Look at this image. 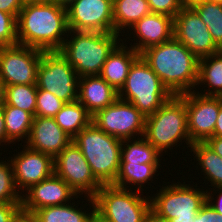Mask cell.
<instances>
[{
    "label": "cell",
    "instance_id": "obj_1",
    "mask_svg": "<svg viewBox=\"0 0 222 222\" xmlns=\"http://www.w3.org/2000/svg\"><path fill=\"white\" fill-rule=\"evenodd\" d=\"M16 25L18 44L42 51H59L69 33L66 7L47 0L25 1Z\"/></svg>",
    "mask_w": 222,
    "mask_h": 222
},
{
    "label": "cell",
    "instance_id": "obj_2",
    "mask_svg": "<svg viewBox=\"0 0 222 222\" xmlns=\"http://www.w3.org/2000/svg\"><path fill=\"white\" fill-rule=\"evenodd\" d=\"M140 55L173 95L196 89L199 59L174 37Z\"/></svg>",
    "mask_w": 222,
    "mask_h": 222
},
{
    "label": "cell",
    "instance_id": "obj_3",
    "mask_svg": "<svg viewBox=\"0 0 222 222\" xmlns=\"http://www.w3.org/2000/svg\"><path fill=\"white\" fill-rule=\"evenodd\" d=\"M120 36L114 32L69 30L59 52L79 77L99 75L109 54L122 41Z\"/></svg>",
    "mask_w": 222,
    "mask_h": 222
},
{
    "label": "cell",
    "instance_id": "obj_4",
    "mask_svg": "<svg viewBox=\"0 0 222 222\" xmlns=\"http://www.w3.org/2000/svg\"><path fill=\"white\" fill-rule=\"evenodd\" d=\"M143 137L162 155L169 150L172 152L175 146L180 148L183 142L187 145L186 149L190 150L192 143L188 132L185 101L179 95H173L155 113L146 116Z\"/></svg>",
    "mask_w": 222,
    "mask_h": 222
},
{
    "label": "cell",
    "instance_id": "obj_5",
    "mask_svg": "<svg viewBox=\"0 0 222 222\" xmlns=\"http://www.w3.org/2000/svg\"><path fill=\"white\" fill-rule=\"evenodd\" d=\"M102 185L115 182L121 158L122 140L100 130L94 123L82 129L73 139Z\"/></svg>",
    "mask_w": 222,
    "mask_h": 222
},
{
    "label": "cell",
    "instance_id": "obj_6",
    "mask_svg": "<svg viewBox=\"0 0 222 222\" xmlns=\"http://www.w3.org/2000/svg\"><path fill=\"white\" fill-rule=\"evenodd\" d=\"M182 181L163 182L167 185L150 196L151 211L156 216L172 222H196V215L207 200L206 188L203 189L202 185L200 188L194 182L191 186V181H186L187 184L184 179Z\"/></svg>",
    "mask_w": 222,
    "mask_h": 222
},
{
    "label": "cell",
    "instance_id": "obj_7",
    "mask_svg": "<svg viewBox=\"0 0 222 222\" xmlns=\"http://www.w3.org/2000/svg\"><path fill=\"white\" fill-rule=\"evenodd\" d=\"M173 94L140 55L132 64L118 98L132 103L145 117L155 113Z\"/></svg>",
    "mask_w": 222,
    "mask_h": 222
},
{
    "label": "cell",
    "instance_id": "obj_8",
    "mask_svg": "<svg viewBox=\"0 0 222 222\" xmlns=\"http://www.w3.org/2000/svg\"><path fill=\"white\" fill-rule=\"evenodd\" d=\"M147 196L111 184L102 185L93 198L96 210L110 222H148L151 200Z\"/></svg>",
    "mask_w": 222,
    "mask_h": 222
},
{
    "label": "cell",
    "instance_id": "obj_9",
    "mask_svg": "<svg viewBox=\"0 0 222 222\" xmlns=\"http://www.w3.org/2000/svg\"><path fill=\"white\" fill-rule=\"evenodd\" d=\"M78 80L75 69L59 51H43L37 71V89L54 94L65 103L78 99Z\"/></svg>",
    "mask_w": 222,
    "mask_h": 222
},
{
    "label": "cell",
    "instance_id": "obj_10",
    "mask_svg": "<svg viewBox=\"0 0 222 222\" xmlns=\"http://www.w3.org/2000/svg\"><path fill=\"white\" fill-rule=\"evenodd\" d=\"M146 117L130 102L117 99L92 116L100 130L121 140L144 136Z\"/></svg>",
    "mask_w": 222,
    "mask_h": 222
},
{
    "label": "cell",
    "instance_id": "obj_11",
    "mask_svg": "<svg viewBox=\"0 0 222 222\" xmlns=\"http://www.w3.org/2000/svg\"><path fill=\"white\" fill-rule=\"evenodd\" d=\"M54 174L62 178L79 196L94 197L102 187L73 140L54 158Z\"/></svg>",
    "mask_w": 222,
    "mask_h": 222
},
{
    "label": "cell",
    "instance_id": "obj_12",
    "mask_svg": "<svg viewBox=\"0 0 222 222\" xmlns=\"http://www.w3.org/2000/svg\"><path fill=\"white\" fill-rule=\"evenodd\" d=\"M42 52L19 44L0 47V79L5 86L36 84Z\"/></svg>",
    "mask_w": 222,
    "mask_h": 222
},
{
    "label": "cell",
    "instance_id": "obj_13",
    "mask_svg": "<svg viewBox=\"0 0 222 222\" xmlns=\"http://www.w3.org/2000/svg\"><path fill=\"white\" fill-rule=\"evenodd\" d=\"M173 37L198 59L221 51L208 27L192 7L184 6L174 17Z\"/></svg>",
    "mask_w": 222,
    "mask_h": 222
},
{
    "label": "cell",
    "instance_id": "obj_14",
    "mask_svg": "<svg viewBox=\"0 0 222 222\" xmlns=\"http://www.w3.org/2000/svg\"><path fill=\"white\" fill-rule=\"evenodd\" d=\"M186 103L191 143L205 142L214 134L222 97L203 96L196 91L179 95Z\"/></svg>",
    "mask_w": 222,
    "mask_h": 222
},
{
    "label": "cell",
    "instance_id": "obj_15",
    "mask_svg": "<svg viewBox=\"0 0 222 222\" xmlns=\"http://www.w3.org/2000/svg\"><path fill=\"white\" fill-rule=\"evenodd\" d=\"M66 9L69 30L114 32L113 0H75Z\"/></svg>",
    "mask_w": 222,
    "mask_h": 222
},
{
    "label": "cell",
    "instance_id": "obj_16",
    "mask_svg": "<svg viewBox=\"0 0 222 222\" xmlns=\"http://www.w3.org/2000/svg\"><path fill=\"white\" fill-rule=\"evenodd\" d=\"M23 149L16 150L10 162L13 168L16 186L25 193L31 186L38 184L54 174V158L48 154L35 151L23 144Z\"/></svg>",
    "mask_w": 222,
    "mask_h": 222
},
{
    "label": "cell",
    "instance_id": "obj_17",
    "mask_svg": "<svg viewBox=\"0 0 222 222\" xmlns=\"http://www.w3.org/2000/svg\"><path fill=\"white\" fill-rule=\"evenodd\" d=\"M174 18L165 14L150 13L134 25H132L125 35H122L124 43L141 54L146 49L167 42L173 38ZM132 31V33H131ZM130 32V33H129ZM128 34V35H127ZM132 34V35H131ZM125 36V37H124ZM128 36V37H127ZM133 36V40L131 39ZM131 37V38H130ZM135 41L137 43H135Z\"/></svg>",
    "mask_w": 222,
    "mask_h": 222
},
{
    "label": "cell",
    "instance_id": "obj_18",
    "mask_svg": "<svg viewBox=\"0 0 222 222\" xmlns=\"http://www.w3.org/2000/svg\"><path fill=\"white\" fill-rule=\"evenodd\" d=\"M22 194L21 212L31 215L43 207L63 205L75 201L78 194L60 177L49 178L31 186Z\"/></svg>",
    "mask_w": 222,
    "mask_h": 222
},
{
    "label": "cell",
    "instance_id": "obj_19",
    "mask_svg": "<svg viewBox=\"0 0 222 222\" xmlns=\"http://www.w3.org/2000/svg\"><path fill=\"white\" fill-rule=\"evenodd\" d=\"M71 141L54 117L35 116L25 145L55 158Z\"/></svg>",
    "mask_w": 222,
    "mask_h": 222
},
{
    "label": "cell",
    "instance_id": "obj_20",
    "mask_svg": "<svg viewBox=\"0 0 222 222\" xmlns=\"http://www.w3.org/2000/svg\"><path fill=\"white\" fill-rule=\"evenodd\" d=\"M118 99V92L100 75L79 77L78 101L93 116Z\"/></svg>",
    "mask_w": 222,
    "mask_h": 222
},
{
    "label": "cell",
    "instance_id": "obj_21",
    "mask_svg": "<svg viewBox=\"0 0 222 222\" xmlns=\"http://www.w3.org/2000/svg\"><path fill=\"white\" fill-rule=\"evenodd\" d=\"M139 56L137 51L121 41L109 54L99 75L119 92L126 82L133 62Z\"/></svg>",
    "mask_w": 222,
    "mask_h": 222
},
{
    "label": "cell",
    "instance_id": "obj_22",
    "mask_svg": "<svg viewBox=\"0 0 222 222\" xmlns=\"http://www.w3.org/2000/svg\"><path fill=\"white\" fill-rule=\"evenodd\" d=\"M86 199L83 204L81 203L80 208H78L80 204L81 195L76 197L79 201L76 205L75 202L66 203L63 205H55L43 207L41 209L35 210L31 215L37 222H87L91 213L96 209L95 201L93 197L82 196ZM90 203V204H89ZM87 207V211L85 207ZM83 210V211H82ZM90 211V212H89Z\"/></svg>",
    "mask_w": 222,
    "mask_h": 222
},
{
    "label": "cell",
    "instance_id": "obj_23",
    "mask_svg": "<svg viewBox=\"0 0 222 222\" xmlns=\"http://www.w3.org/2000/svg\"><path fill=\"white\" fill-rule=\"evenodd\" d=\"M160 168H162L161 163L130 164V162H120L117 178L112 185L129 190L134 188V190L143 193V187H145L148 183L149 184L147 186H149L151 183L156 184L152 181H154L155 178L157 179L159 175L157 169ZM157 172L158 174L156 175Z\"/></svg>",
    "mask_w": 222,
    "mask_h": 222
},
{
    "label": "cell",
    "instance_id": "obj_24",
    "mask_svg": "<svg viewBox=\"0 0 222 222\" xmlns=\"http://www.w3.org/2000/svg\"><path fill=\"white\" fill-rule=\"evenodd\" d=\"M193 152L192 156H194L193 160H196V168L198 174L204 175L203 183L204 186H211L214 187H222V157H220L216 152H214L205 142H197L193 143L190 146V151ZM199 164V165H198ZM200 167H198V166ZM199 171H201L199 173ZM207 179V182H205Z\"/></svg>",
    "mask_w": 222,
    "mask_h": 222
},
{
    "label": "cell",
    "instance_id": "obj_25",
    "mask_svg": "<svg viewBox=\"0 0 222 222\" xmlns=\"http://www.w3.org/2000/svg\"><path fill=\"white\" fill-rule=\"evenodd\" d=\"M197 85L196 88L198 87V89L202 85L200 91L194 90L200 95L222 97V50L199 59Z\"/></svg>",
    "mask_w": 222,
    "mask_h": 222
},
{
    "label": "cell",
    "instance_id": "obj_26",
    "mask_svg": "<svg viewBox=\"0 0 222 222\" xmlns=\"http://www.w3.org/2000/svg\"><path fill=\"white\" fill-rule=\"evenodd\" d=\"M150 13L147 0H113L114 33L124 35L132 25Z\"/></svg>",
    "mask_w": 222,
    "mask_h": 222
},
{
    "label": "cell",
    "instance_id": "obj_27",
    "mask_svg": "<svg viewBox=\"0 0 222 222\" xmlns=\"http://www.w3.org/2000/svg\"><path fill=\"white\" fill-rule=\"evenodd\" d=\"M57 125L70 137L74 138L92 122V115L77 100L66 103L54 116Z\"/></svg>",
    "mask_w": 222,
    "mask_h": 222
},
{
    "label": "cell",
    "instance_id": "obj_28",
    "mask_svg": "<svg viewBox=\"0 0 222 222\" xmlns=\"http://www.w3.org/2000/svg\"><path fill=\"white\" fill-rule=\"evenodd\" d=\"M3 114L6 138L13 144L20 141L25 143L30 135L34 116L27 111L9 105H3Z\"/></svg>",
    "mask_w": 222,
    "mask_h": 222
},
{
    "label": "cell",
    "instance_id": "obj_29",
    "mask_svg": "<svg viewBox=\"0 0 222 222\" xmlns=\"http://www.w3.org/2000/svg\"><path fill=\"white\" fill-rule=\"evenodd\" d=\"M163 156L144 137L122 140L120 162H130V164L162 163Z\"/></svg>",
    "mask_w": 222,
    "mask_h": 222
},
{
    "label": "cell",
    "instance_id": "obj_30",
    "mask_svg": "<svg viewBox=\"0 0 222 222\" xmlns=\"http://www.w3.org/2000/svg\"><path fill=\"white\" fill-rule=\"evenodd\" d=\"M37 85L5 86L4 105L14 106L36 116Z\"/></svg>",
    "mask_w": 222,
    "mask_h": 222
},
{
    "label": "cell",
    "instance_id": "obj_31",
    "mask_svg": "<svg viewBox=\"0 0 222 222\" xmlns=\"http://www.w3.org/2000/svg\"><path fill=\"white\" fill-rule=\"evenodd\" d=\"M208 27L215 44L222 50V4L202 1L191 6Z\"/></svg>",
    "mask_w": 222,
    "mask_h": 222
},
{
    "label": "cell",
    "instance_id": "obj_32",
    "mask_svg": "<svg viewBox=\"0 0 222 222\" xmlns=\"http://www.w3.org/2000/svg\"><path fill=\"white\" fill-rule=\"evenodd\" d=\"M7 159L0 160V203H22V194L16 186L11 162Z\"/></svg>",
    "mask_w": 222,
    "mask_h": 222
},
{
    "label": "cell",
    "instance_id": "obj_33",
    "mask_svg": "<svg viewBox=\"0 0 222 222\" xmlns=\"http://www.w3.org/2000/svg\"><path fill=\"white\" fill-rule=\"evenodd\" d=\"M66 103L54 94L38 89L37 103H36V116L41 117H54Z\"/></svg>",
    "mask_w": 222,
    "mask_h": 222
},
{
    "label": "cell",
    "instance_id": "obj_34",
    "mask_svg": "<svg viewBox=\"0 0 222 222\" xmlns=\"http://www.w3.org/2000/svg\"><path fill=\"white\" fill-rule=\"evenodd\" d=\"M16 21L12 14L0 11V47L18 44Z\"/></svg>",
    "mask_w": 222,
    "mask_h": 222
},
{
    "label": "cell",
    "instance_id": "obj_35",
    "mask_svg": "<svg viewBox=\"0 0 222 222\" xmlns=\"http://www.w3.org/2000/svg\"><path fill=\"white\" fill-rule=\"evenodd\" d=\"M152 13L165 14L175 17L184 7L182 0H147Z\"/></svg>",
    "mask_w": 222,
    "mask_h": 222
},
{
    "label": "cell",
    "instance_id": "obj_36",
    "mask_svg": "<svg viewBox=\"0 0 222 222\" xmlns=\"http://www.w3.org/2000/svg\"><path fill=\"white\" fill-rule=\"evenodd\" d=\"M22 203H0V222H14L21 213Z\"/></svg>",
    "mask_w": 222,
    "mask_h": 222
},
{
    "label": "cell",
    "instance_id": "obj_37",
    "mask_svg": "<svg viewBox=\"0 0 222 222\" xmlns=\"http://www.w3.org/2000/svg\"><path fill=\"white\" fill-rule=\"evenodd\" d=\"M196 222H222V215L206 201L196 215Z\"/></svg>",
    "mask_w": 222,
    "mask_h": 222
},
{
    "label": "cell",
    "instance_id": "obj_38",
    "mask_svg": "<svg viewBox=\"0 0 222 222\" xmlns=\"http://www.w3.org/2000/svg\"><path fill=\"white\" fill-rule=\"evenodd\" d=\"M211 189V190H210ZM215 191V192H214ZM219 191V192H218ZM213 193V194H212ZM215 193V194H214ZM218 193V194H217ZM217 194V195H216ZM206 201L211 204L218 214L222 215V187L206 189ZM216 196V197H214ZM217 199V200H216Z\"/></svg>",
    "mask_w": 222,
    "mask_h": 222
},
{
    "label": "cell",
    "instance_id": "obj_39",
    "mask_svg": "<svg viewBox=\"0 0 222 222\" xmlns=\"http://www.w3.org/2000/svg\"><path fill=\"white\" fill-rule=\"evenodd\" d=\"M24 2V0H0V11L12 14L17 19Z\"/></svg>",
    "mask_w": 222,
    "mask_h": 222
},
{
    "label": "cell",
    "instance_id": "obj_40",
    "mask_svg": "<svg viewBox=\"0 0 222 222\" xmlns=\"http://www.w3.org/2000/svg\"><path fill=\"white\" fill-rule=\"evenodd\" d=\"M7 143V144H6ZM10 144H12L7 138H6V131H5V120H4V114H3V106H0V148L7 146L9 147ZM7 145V146H6Z\"/></svg>",
    "mask_w": 222,
    "mask_h": 222
},
{
    "label": "cell",
    "instance_id": "obj_41",
    "mask_svg": "<svg viewBox=\"0 0 222 222\" xmlns=\"http://www.w3.org/2000/svg\"><path fill=\"white\" fill-rule=\"evenodd\" d=\"M205 143L220 157H222V137H211Z\"/></svg>",
    "mask_w": 222,
    "mask_h": 222
},
{
    "label": "cell",
    "instance_id": "obj_42",
    "mask_svg": "<svg viewBox=\"0 0 222 222\" xmlns=\"http://www.w3.org/2000/svg\"><path fill=\"white\" fill-rule=\"evenodd\" d=\"M212 137H222V106L219 110V115L217 118V122L214 128V134Z\"/></svg>",
    "mask_w": 222,
    "mask_h": 222
},
{
    "label": "cell",
    "instance_id": "obj_43",
    "mask_svg": "<svg viewBox=\"0 0 222 222\" xmlns=\"http://www.w3.org/2000/svg\"><path fill=\"white\" fill-rule=\"evenodd\" d=\"M87 222H110L96 209L91 213Z\"/></svg>",
    "mask_w": 222,
    "mask_h": 222
},
{
    "label": "cell",
    "instance_id": "obj_44",
    "mask_svg": "<svg viewBox=\"0 0 222 222\" xmlns=\"http://www.w3.org/2000/svg\"><path fill=\"white\" fill-rule=\"evenodd\" d=\"M14 222H37L32 215L20 213V215L14 220Z\"/></svg>",
    "mask_w": 222,
    "mask_h": 222
},
{
    "label": "cell",
    "instance_id": "obj_45",
    "mask_svg": "<svg viewBox=\"0 0 222 222\" xmlns=\"http://www.w3.org/2000/svg\"><path fill=\"white\" fill-rule=\"evenodd\" d=\"M148 222H172V220L164 219L156 216L152 211L149 213Z\"/></svg>",
    "mask_w": 222,
    "mask_h": 222
},
{
    "label": "cell",
    "instance_id": "obj_46",
    "mask_svg": "<svg viewBox=\"0 0 222 222\" xmlns=\"http://www.w3.org/2000/svg\"><path fill=\"white\" fill-rule=\"evenodd\" d=\"M4 99H5V84L0 79V106L4 105Z\"/></svg>",
    "mask_w": 222,
    "mask_h": 222
},
{
    "label": "cell",
    "instance_id": "obj_47",
    "mask_svg": "<svg viewBox=\"0 0 222 222\" xmlns=\"http://www.w3.org/2000/svg\"><path fill=\"white\" fill-rule=\"evenodd\" d=\"M47 1L53 2L55 4H58V5H61V6H64V7H67L75 0H47Z\"/></svg>",
    "mask_w": 222,
    "mask_h": 222
},
{
    "label": "cell",
    "instance_id": "obj_48",
    "mask_svg": "<svg viewBox=\"0 0 222 222\" xmlns=\"http://www.w3.org/2000/svg\"><path fill=\"white\" fill-rule=\"evenodd\" d=\"M182 1H183L184 6L191 7L196 3H199L202 1H208V0H182Z\"/></svg>",
    "mask_w": 222,
    "mask_h": 222
},
{
    "label": "cell",
    "instance_id": "obj_49",
    "mask_svg": "<svg viewBox=\"0 0 222 222\" xmlns=\"http://www.w3.org/2000/svg\"><path fill=\"white\" fill-rule=\"evenodd\" d=\"M209 2H213V3H220L222 4V0H208Z\"/></svg>",
    "mask_w": 222,
    "mask_h": 222
},
{
    "label": "cell",
    "instance_id": "obj_50",
    "mask_svg": "<svg viewBox=\"0 0 222 222\" xmlns=\"http://www.w3.org/2000/svg\"><path fill=\"white\" fill-rule=\"evenodd\" d=\"M24 1H46V0H24Z\"/></svg>",
    "mask_w": 222,
    "mask_h": 222
}]
</instances>
